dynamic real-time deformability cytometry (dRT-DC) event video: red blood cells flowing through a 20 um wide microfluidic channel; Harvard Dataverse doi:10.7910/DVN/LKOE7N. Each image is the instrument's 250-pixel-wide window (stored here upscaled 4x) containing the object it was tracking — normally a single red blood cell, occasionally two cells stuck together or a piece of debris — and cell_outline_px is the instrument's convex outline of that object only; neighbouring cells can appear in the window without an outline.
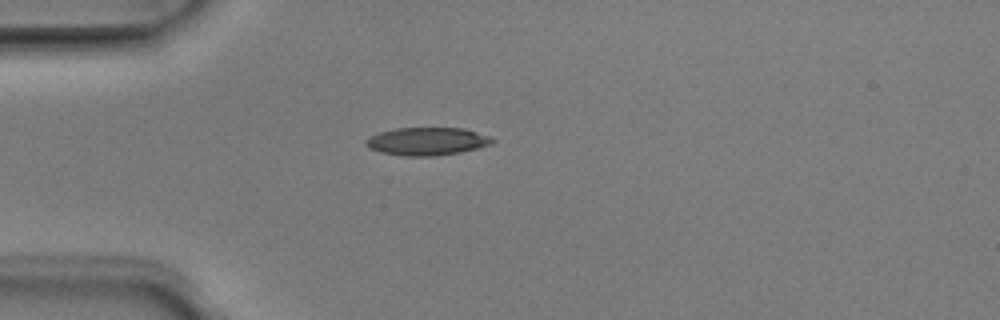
{"species": "Egyptian fruit bat (a non-hibernating species)", "species_latin": "Rousettus aegyptiacus", "temperature_condition": "room temperature", "stored_images_in_passage": 2, "camera_frame_rate_fps": 3000, "um_per_image_px": 0.085, "animal": {"sex": "male"}, "frame": {"image": 1, "passage_image": 1, "time_ms": 0.0, "image_size_px": [1000, 320], "cell_outline_px": [[496, 140], [492, 144], [460, 152], [436, 156], [400, 156], [380, 152], [368, 148], [364, 144], [364, 140], [368, 136], [380, 132], [396, 128], [464, 128], [492, 136]], "centroid_in_image_um": [36.28, 12.01], "position_along_channel_um": 48.7, "area_um2": 20.87}}